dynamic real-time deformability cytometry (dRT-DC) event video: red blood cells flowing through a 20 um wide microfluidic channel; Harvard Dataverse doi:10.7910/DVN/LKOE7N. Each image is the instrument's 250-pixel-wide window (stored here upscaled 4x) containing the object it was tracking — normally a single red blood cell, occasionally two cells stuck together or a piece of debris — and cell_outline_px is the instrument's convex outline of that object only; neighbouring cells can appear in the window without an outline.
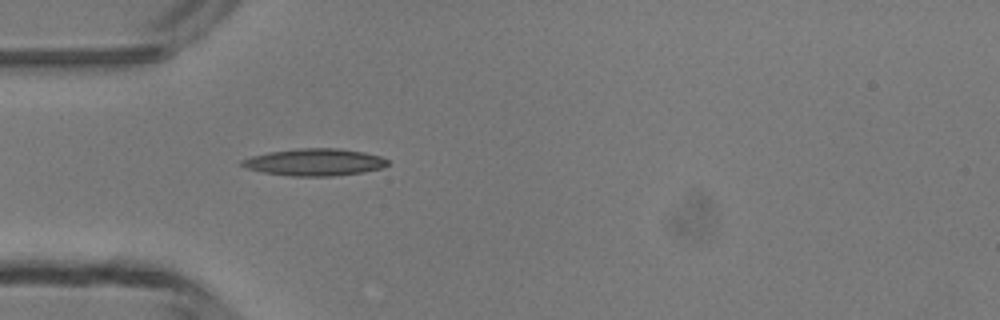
{"species": "common noctule bat (a hibernating species)", "species_latin": "Nyctalus noctula", "temperature_condition": "room temperature", "stored_images_in_passage": 2, "camera_frame_rate_fps": 3000, "um_per_image_px": 0.085, "animal": {"sex": "male", "body_mass_g": 13.3}, "frame": {"image": 1, "passage_image": 2, "time_ms": 1.333, "image_size_px": [1000, 320], "cell_outline_px": [[388, 164], [380, 168], [364, 172], [332, 176], [292, 176], [264, 172], [244, 168], [240, 164], [240, 160], [252, 156], [268, 152], [300, 148], [336, 148], [364, 152], [380, 156], [388, 160]], "centroid_in_image_um": [26.71, 13.78], "position_along_channel_um": 58.3, "area_um2": 22.95}}